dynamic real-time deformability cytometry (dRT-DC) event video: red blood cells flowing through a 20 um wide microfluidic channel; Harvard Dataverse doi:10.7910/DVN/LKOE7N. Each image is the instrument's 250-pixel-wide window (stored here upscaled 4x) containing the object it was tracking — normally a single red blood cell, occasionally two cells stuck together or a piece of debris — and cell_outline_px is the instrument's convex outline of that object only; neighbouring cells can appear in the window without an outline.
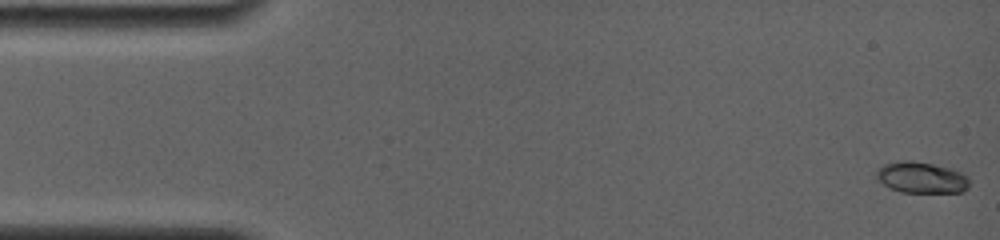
{"species": "common noctule bat (a hibernating species)", "species_latin": "Nyctalus noctula", "temperature_condition": "room temperature", "stored_images_in_passage": 11, "camera_frame_rate_fps": 4000, "um_per_image_px": 0.085, "animal": {"sex": "female", "body_mass_g": 19.0, "forearm_length_mm": 56.7}, "frame": {"image": 1, "passage_image": 1, "time_ms": 0.0, "image_size_px": [1000, 240], "cell_outline_px": [[968, 188], [964, 192], [900, 192], [888, 188], [876, 176], [876, 172], [884, 164], [904, 160], [908, 160], [932, 164], [952, 168], [964, 172], [968, 176]], "centroid_in_image_um": [78.36, 15.09], "position_along_channel_um": 6.6, "area_um2": 16.94}}
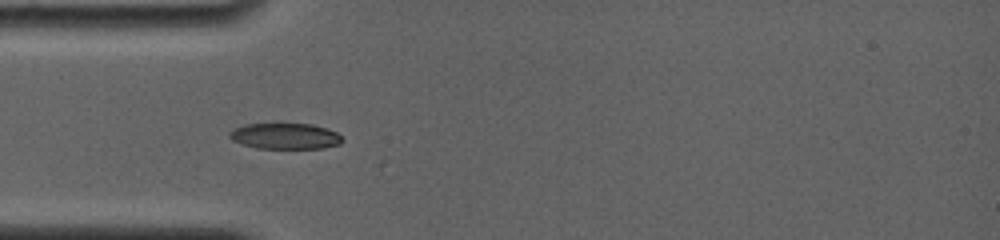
{"frame": {"image": 2, "passage_image": 7, "time_ms": 4.75, "image_size_px": [1000, 240], "cell_outline_px": [[344, 140], [340, 144], [324, 148], [256, 148], [232, 140], [228, 136], [228, 132], [232, 128], [244, 124], [312, 124], [336, 132]], "centroid_in_image_um": [24.2, 11.57], "position_along_channel_um": 60.8, "area_um2": 16.99}}
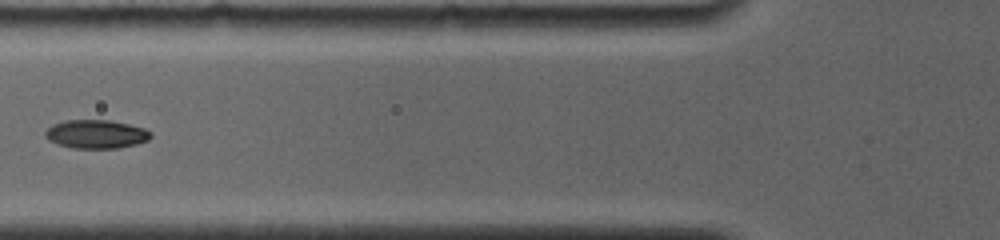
{"frame": {"image": 3, "passage_image": 10, "time_ms": 6.25, "image_size_px": [1000, 240], "cell_outline_px": [[152, 136], [148, 140], [136, 144], [120, 148], [72, 148], [56, 144], [48, 140], [44, 136], [44, 132], [52, 124], [64, 120], [112, 120], [144, 128], [152, 132]], "centroid_in_image_um": [8.15, 11.4], "position_along_channel_um": 117.6, "area_um2": 17.8}}